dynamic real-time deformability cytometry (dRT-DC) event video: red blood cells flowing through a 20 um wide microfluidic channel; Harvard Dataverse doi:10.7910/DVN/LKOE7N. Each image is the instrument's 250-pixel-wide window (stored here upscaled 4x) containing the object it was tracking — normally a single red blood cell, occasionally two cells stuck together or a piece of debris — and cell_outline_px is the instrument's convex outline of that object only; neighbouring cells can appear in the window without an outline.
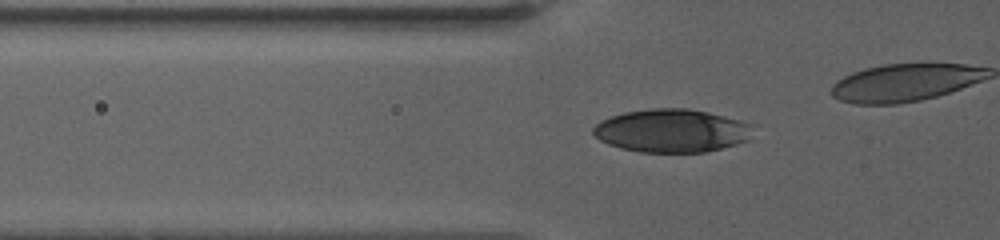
{"species": "human", "species_latin": "Homo sapiens", "temperature_condition": "warm", "stored_images_in_passage": 32, "camera_frame_rate_fps": 3000, "um_per_image_px": 0.085, "donor": {"sex": "female"}, "frame": {"image": 1, "passage_image": 16, "time_ms": 7.0, "image_size_px": [1000, 240], "cell_outline_px": [[760, 124], [748, 140], [736, 144], [704, 152], [640, 152], [620, 148], [608, 144], [600, 140], [592, 132], [592, 128], [600, 120], [624, 112], [652, 108], [688, 108], [708, 112]], "centroid_in_image_um": [57.17, 11.1], "position_along_channel_um": 68.6, "area_um2": 40.81}}
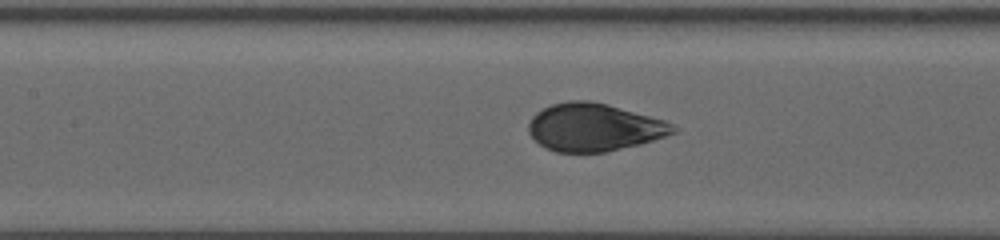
{"frame": {"image": 2, "passage_image": 22, "time_ms": 10.0, "image_size_px": [1000, 240], "cell_outline_px": [[676, 132], [640, 144], [604, 152], [556, 152], [544, 148], [528, 132], [528, 124], [532, 116], [536, 112], [552, 104], [568, 100], [592, 100], [608, 104], [664, 120], [672, 124], [676, 128]], "centroid_in_image_um": [50.46, 10.81], "position_along_channel_um": 156.9, "area_um2": 40.11}}
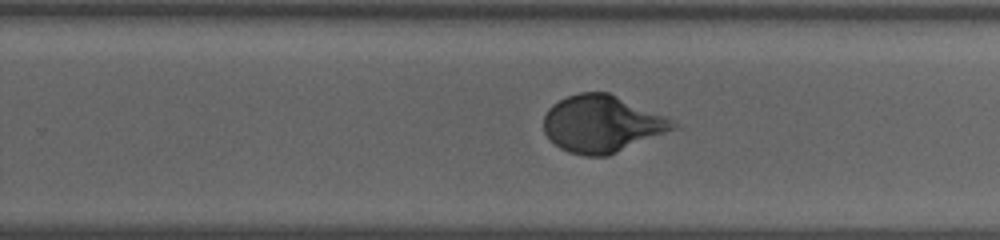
{"frame": {"image": 3, "passage_image": 30, "time_ms": 14.0, "image_size_px": [1000, 240], "cell_outline_px": [[680, 128], [608, 156], [584, 156], [568, 152], [560, 148], [544, 132], [544, 116], [548, 108], [552, 104], [568, 96], [580, 92], [608, 92], [664, 116], [672, 120]], "centroid_in_image_um": [51.17, 10.55], "position_along_channel_um": 278.6, "area_um2": 42.89}}